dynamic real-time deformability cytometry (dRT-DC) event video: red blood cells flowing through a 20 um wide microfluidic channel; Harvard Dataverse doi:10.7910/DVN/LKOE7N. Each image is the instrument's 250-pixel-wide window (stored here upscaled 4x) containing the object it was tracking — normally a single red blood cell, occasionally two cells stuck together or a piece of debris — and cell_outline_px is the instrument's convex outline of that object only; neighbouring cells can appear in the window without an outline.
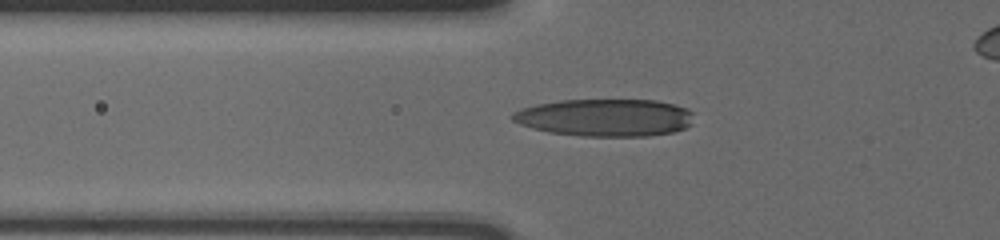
{"species": "human", "species_latin": "Homo sapiens", "temperature_condition": "cold", "stored_images_in_passage": 36, "camera_frame_rate_fps": 3000, "um_per_image_px": 0.085, "donor": {"sex": "male"}, "frame": {"image": 1, "passage_image": 2, "time_ms": 0.333, "image_size_px": [1000, 240], "cell_outline_px": [[692, 124], [684, 128], [672, 132], [648, 136], [580, 136], [548, 132], [532, 128], [520, 124], [512, 120], [512, 112], [520, 108], [536, 104], [560, 100], [656, 100], [676, 104], [688, 108], [692, 112]], "centroid_in_image_um": [51.43, 9.99], "position_along_channel_um": 74.4, "area_um2": 39.82}}
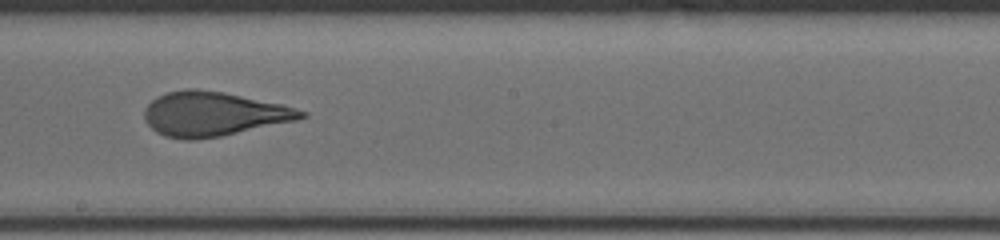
{"frame": {"image": 2, "passage_image": 15, "time_ms": 4.667, "image_size_px": [1000, 240], "cell_outline_px": [[308, 116], [296, 120], [220, 136], [192, 140], [184, 140], [164, 136], [156, 132], [144, 120], [144, 108], [156, 96], [168, 92], [184, 88], [196, 88], [224, 92], [280, 104], [308, 112]], "centroid_in_image_um": [18.08, 9.68], "position_along_channel_um": 230.1, "area_um2": 40.4}}
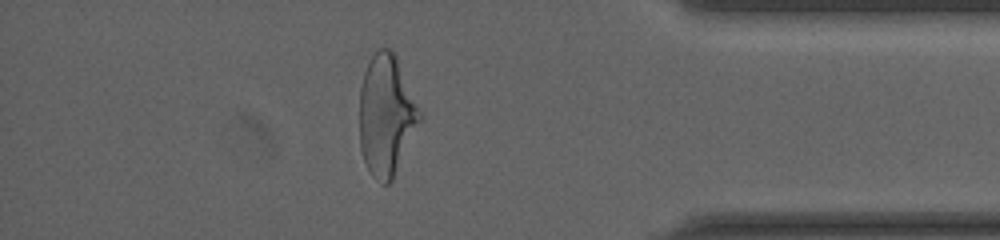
{"frame": {"image": 3, "passage_image": 31, "time_ms": 10.0, "image_size_px": [1000, 240], "cell_outline_px": [[424, 120], [392, 180], [388, 184], [380, 184], [372, 176], [364, 160], [360, 148], [360, 88], [364, 72], [372, 56], [380, 48], [388, 48], [396, 56], [424, 116]], "centroid_in_image_um": [32.88, 9.85], "position_along_channel_um": 402.3, "area_um2": 42.95}}